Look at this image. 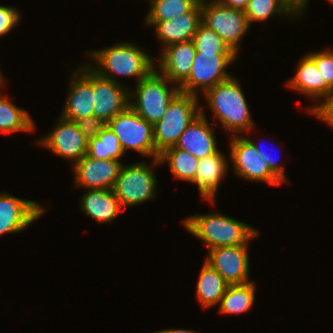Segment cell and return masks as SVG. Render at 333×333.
<instances>
[{
	"label": "cell",
	"mask_w": 333,
	"mask_h": 333,
	"mask_svg": "<svg viewBox=\"0 0 333 333\" xmlns=\"http://www.w3.org/2000/svg\"><path fill=\"white\" fill-rule=\"evenodd\" d=\"M182 222L185 229L202 240L208 250L216 247L245 245L259 235L258 230L245 222L216 212L190 215Z\"/></svg>",
	"instance_id": "6da1fadb"
},
{
	"label": "cell",
	"mask_w": 333,
	"mask_h": 333,
	"mask_svg": "<svg viewBox=\"0 0 333 333\" xmlns=\"http://www.w3.org/2000/svg\"><path fill=\"white\" fill-rule=\"evenodd\" d=\"M96 61L91 68L100 76L118 82L114 75L136 77V84L146 78L155 68L156 59L142 48L130 42L116 43L113 46L88 53Z\"/></svg>",
	"instance_id": "7a4b0ae2"
},
{
	"label": "cell",
	"mask_w": 333,
	"mask_h": 333,
	"mask_svg": "<svg viewBox=\"0 0 333 333\" xmlns=\"http://www.w3.org/2000/svg\"><path fill=\"white\" fill-rule=\"evenodd\" d=\"M243 93L241 85L232 76L203 94L214 117L226 131L232 132V136L254 130V121Z\"/></svg>",
	"instance_id": "3957f363"
},
{
	"label": "cell",
	"mask_w": 333,
	"mask_h": 333,
	"mask_svg": "<svg viewBox=\"0 0 333 333\" xmlns=\"http://www.w3.org/2000/svg\"><path fill=\"white\" fill-rule=\"evenodd\" d=\"M155 68L146 78L140 80L135 90H129V106L143 119L153 125L167 111L169 104L181 92ZM132 91V92H131ZM132 99H134L132 101Z\"/></svg>",
	"instance_id": "277c9868"
},
{
	"label": "cell",
	"mask_w": 333,
	"mask_h": 333,
	"mask_svg": "<svg viewBox=\"0 0 333 333\" xmlns=\"http://www.w3.org/2000/svg\"><path fill=\"white\" fill-rule=\"evenodd\" d=\"M198 100V96L180 92L153 125L155 148L159 154L175 146L183 131L201 113Z\"/></svg>",
	"instance_id": "5b68a950"
},
{
	"label": "cell",
	"mask_w": 333,
	"mask_h": 333,
	"mask_svg": "<svg viewBox=\"0 0 333 333\" xmlns=\"http://www.w3.org/2000/svg\"><path fill=\"white\" fill-rule=\"evenodd\" d=\"M119 138L124 153L133 149L159 165L160 154L154 143L153 124L141 118L130 106L106 124Z\"/></svg>",
	"instance_id": "8992f818"
},
{
	"label": "cell",
	"mask_w": 333,
	"mask_h": 333,
	"mask_svg": "<svg viewBox=\"0 0 333 333\" xmlns=\"http://www.w3.org/2000/svg\"><path fill=\"white\" fill-rule=\"evenodd\" d=\"M201 23L214 30L238 55L240 40L249 31L245 10L220 5L215 0H202Z\"/></svg>",
	"instance_id": "52a82bcc"
},
{
	"label": "cell",
	"mask_w": 333,
	"mask_h": 333,
	"mask_svg": "<svg viewBox=\"0 0 333 333\" xmlns=\"http://www.w3.org/2000/svg\"><path fill=\"white\" fill-rule=\"evenodd\" d=\"M147 162L122 165L113 191L122 208L141 205L156 197L157 179Z\"/></svg>",
	"instance_id": "ba28073f"
},
{
	"label": "cell",
	"mask_w": 333,
	"mask_h": 333,
	"mask_svg": "<svg viewBox=\"0 0 333 333\" xmlns=\"http://www.w3.org/2000/svg\"><path fill=\"white\" fill-rule=\"evenodd\" d=\"M235 53L196 52L188 78L179 86L185 94L198 96L197 90L205 93L218 83L230 79L233 75L226 71L237 57Z\"/></svg>",
	"instance_id": "9c48e42d"
},
{
	"label": "cell",
	"mask_w": 333,
	"mask_h": 333,
	"mask_svg": "<svg viewBox=\"0 0 333 333\" xmlns=\"http://www.w3.org/2000/svg\"><path fill=\"white\" fill-rule=\"evenodd\" d=\"M230 160L236 176L248 181L267 182L279 186L283 182L269 169L267 162L259 155L250 139L241 135L230 137Z\"/></svg>",
	"instance_id": "30bf717a"
},
{
	"label": "cell",
	"mask_w": 333,
	"mask_h": 333,
	"mask_svg": "<svg viewBox=\"0 0 333 333\" xmlns=\"http://www.w3.org/2000/svg\"><path fill=\"white\" fill-rule=\"evenodd\" d=\"M37 141V144H41L53 154L72 161V166L87 155L88 140L79 131L76 122L62 116L51 132Z\"/></svg>",
	"instance_id": "8fae6325"
},
{
	"label": "cell",
	"mask_w": 333,
	"mask_h": 333,
	"mask_svg": "<svg viewBox=\"0 0 333 333\" xmlns=\"http://www.w3.org/2000/svg\"><path fill=\"white\" fill-rule=\"evenodd\" d=\"M248 244L216 247L209 250L205 261L212 266L229 285L251 282L249 276Z\"/></svg>",
	"instance_id": "7c38bea8"
},
{
	"label": "cell",
	"mask_w": 333,
	"mask_h": 333,
	"mask_svg": "<svg viewBox=\"0 0 333 333\" xmlns=\"http://www.w3.org/2000/svg\"><path fill=\"white\" fill-rule=\"evenodd\" d=\"M70 78L71 84L61 116L76 122L94 114L93 69L90 64H86L75 70Z\"/></svg>",
	"instance_id": "4fadbf2b"
},
{
	"label": "cell",
	"mask_w": 333,
	"mask_h": 333,
	"mask_svg": "<svg viewBox=\"0 0 333 333\" xmlns=\"http://www.w3.org/2000/svg\"><path fill=\"white\" fill-rule=\"evenodd\" d=\"M93 70L94 115L105 124L129 107V89Z\"/></svg>",
	"instance_id": "5bb4252c"
},
{
	"label": "cell",
	"mask_w": 333,
	"mask_h": 333,
	"mask_svg": "<svg viewBox=\"0 0 333 333\" xmlns=\"http://www.w3.org/2000/svg\"><path fill=\"white\" fill-rule=\"evenodd\" d=\"M33 200H25L3 192L0 194V235L22 232L46 212Z\"/></svg>",
	"instance_id": "9a60e30c"
},
{
	"label": "cell",
	"mask_w": 333,
	"mask_h": 333,
	"mask_svg": "<svg viewBox=\"0 0 333 333\" xmlns=\"http://www.w3.org/2000/svg\"><path fill=\"white\" fill-rule=\"evenodd\" d=\"M122 162L114 159H94L85 155L73 165L76 186L88 189H113Z\"/></svg>",
	"instance_id": "2e32d148"
},
{
	"label": "cell",
	"mask_w": 333,
	"mask_h": 333,
	"mask_svg": "<svg viewBox=\"0 0 333 333\" xmlns=\"http://www.w3.org/2000/svg\"><path fill=\"white\" fill-rule=\"evenodd\" d=\"M205 106H201V113L188 125L179 137L176 148L187 151L198 159L217 153V140L213 127L210 126L203 112Z\"/></svg>",
	"instance_id": "e0dca14e"
},
{
	"label": "cell",
	"mask_w": 333,
	"mask_h": 333,
	"mask_svg": "<svg viewBox=\"0 0 333 333\" xmlns=\"http://www.w3.org/2000/svg\"><path fill=\"white\" fill-rule=\"evenodd\" d=\"M196 54L192 40L175 43L162 49L157 70L170 82L180 86L189 76Z\"/></svg>",
	"instance_id": "ac0fdd59"
},
{
	"label": "cell",
	"mask_w": 333,
	"mask_h": 333,
	"mask_svg": "<svg viewBox=\"0 0 333 333\" xmlns=\"http://www.w3.org/2000/svg\"><path fill=\"white\" fill-rule=\"evenodd\" d=\"M145 24L154 26L156 37L164 44L163 48L175 43L190 41L201 24V3L199 2L190 12L174 19L145 22Z\"/></svg>",
	"instance_id": "d6986e66"
},
{
	"label": "cell",
	"mask_w": 333,
	"mask_h": 333,
	"mask_svg": "<svg viewBox=\"0 0 333 333\" xmlns=\"http://www.w3.org/2000/svg\"><path fill=\"white\" fill-rule=\"evenodd\" d=\"M228 161L220 150L204 158L199 159L198 169L193 181L198 186L199 194L213 204L218 186L227 173Z\"/></svg>",
	"instance_id": "ffe728a7"
},
{
	"label": "cell",
	"mask_w": 333,
	"mask_h": 333,
	"mask_svg": "<svg viewBox=\"0 0 333 333\" xmlns=\"http://www.w3.org/2000/svg\"><path fill=\"white\" fill-rule=\"evenodd\" d=\"M84 214L100 223H112L122 206L113 189H88L80 200Z\"/></svg>",
	"instance_id": "44dd1931"
},
{
	"label": "cell",
	"mask_w": 333,
	"mask_h": 333,
	"mask_svg": "<svg viewBox=\"0 0 333 333\" xmlns=\"http://www.w3.org/2000/svg\"><path fill=\"white\" fill-rule=\"evenodd\" d=\"M296 74L287 81V85L298 93L309 96L315 102L326 97V81H322L314 60L306 54L299 61Z\"/></svg>",
	"instance_id": "7402d4cb"
},
{
	"label": "cell",
	"mask_w": 333,
	"mask_h": 333,
	"mask_svg": "<svg viewBox=\"0 0 333 333\" xmlns=\"http://www.w3.org/2000/svg\"><path fill=\"white\" fill-rule=\"evenodd\" d=\"M228 286L223 277L204 261L196 286V296L202 308L218 306Z\"/></svg>",
	"instance_id": "603a6c76"
},
{
	"label": "cell",
	"mask_w": 333,
	"mask_h": 333,
	"mask_svg": "<svg viewBox=\"0 0 333 333\" xmlns=\"http://www.w3.org/2000/svg\"><path fill=\"white\" fill-rule=\"evenodd\" d=\"M256 286L253 281L242 285H229L218 307L221 314H241L250 310L255 302Z\"/></svg>",
	"instance_id": "cb8c5ba5"
},
{
	"label": "cell",
	"mask_w": 333,
	"mask_h": 333,
	"mask_svg": "<svg viewBox=\"0 0 333 333\" xmlns=\"http://www.w3.org/2000/svg\"><path fill=\"white\" fill-rule=\"evenodd\" d=\"M35 129V123L25 109L14 105L9 97L0 93V131L9 134L13 132H28Z\"/></svg>",
	"instance_id": "d4e9b609"
},
{
	"label": "cell",
	"mask_w": 333,
	"mask_h": 333,
	"mask_svg": "<svg viewBox=\"0 0 333 333\" xmlns=\"http://www.w3.org/2000/svg\"><path fill=\"white\" fill-rule=\"evenodd\" d=\"M160 163H168L172 175L180 180L193 183L199 159L175 146L165 149L159 156Z\"/></svg>",
	"instance_id": "484cf974"
},
{
	"label": "cell",
	"mask_w": 333,
	"mask_h": 333,
	"mask_svg": "<svg viewBox=\"0 0 333 333\" xmlns=\"http://www.w3.org/2000/svg\"><path fill=\"white\" fill-rule=\"evenodd\" d=\"M124 154L119 138L107 125L97 137L88 141L87 156L90 158L121 161Z\"/></svg>",
	"instance_id": "4316f807"
},
{
	"label": "cell",
	"mask_w": 333,
	"mask_h": 333,
	"mask_svg": "<svg viewBox=\"0 0 333 333\" xmlns=\"http://www.w3.org/2000/svg\"><path fill=\"white\" fill-rule=\"evenodd\" d=\"M150 9L145 19L146 22H161L174 19L190 12L198 0H149Z\"/></svg>",
	"instance_id": "83f0119b"
},
{
	"label": "cell",
	"mask_w": 333,
	"mask_h": 333,
	"mask_svg": "<svg viewBox=\"0 0 333 333\" xmlns=\"http://www.w3.org/2000/svg\"><path fill=\"white\" fill-rule=\"evenodd\" d=\"M277 13L289 16L288 19L298 17L282 0H249L245 9L250 26L254 21H265Z\"/></svg>",
	"instance_id": "f1b7e54d"
},
{
	"label": "cell",
	"mask_w": 333,
	"mask_h": 333,
	"mask_svg": "<svg viewBox=\"0 0 333 333\" xmlns=\"http://www.w3.org/2000/svg\"><path fill=\"white\" fill-rule=\"evenodd\" d=\"M196 52L203 53H234L223 39L202 23L198 26L192 39Z\"/></svg>",
	"instance_id": "f546056e"
},
{
	"label": "cell",
	"mask_w": 333,
	"mask_h": 333,
	"mask_svg": "<svg viewBox=\"0 0 333 333\" xmlns=\"http://www.w3.org/2000/svg\"><path fill=\"white\" fill-rule=\"evenodd\" d=\"M315 62L322 75V81H326V96L333 90V49L308 54Z\"/></svg>",
	"instance_id": "4dcf8cb0"
},
{
	"label": "cell",
	"mask_w": 333,
	"mask_h": 333,
	"mask_svg": "<svg viewBox=\"0 0 333 333\" xmlns=\"http://www.w3.org/2000/svg\"><path fill=\"white\" fill-rule=\"evenodd\" d=\"M306 112L328 123L333 128V90L321 100L320 104L308 107Z\"/></svg>",
	"instance_id": "1f68e13d"
},
{
	"label": "cell",
	"mask_w": 333,
	"mask_h": 333,
	"mask_svg": "<svg viewBox=\"0 0 333 333\" xmlns=\"http://www.w3.org/2000/svg\"><path fill=\"white\" fill-rule=\"evenodd\" d=\"M21 14L15 7L0 5V37L11 32L19 24Z\"/></svg>",
	"instance_id": "d6a6232c"
},
{
	"label": "cell",
	"mask_w": 333,
	"mask_h": 333,
	"mask_svg": "<svg viewBox=\"0 0 333 333\" xmlns=\"http://www.w3.org/2000/svg\"><path fill=\"white\" fill-rule=\"evenodd\" d=\"M79 131L89 141L102 131L106 124L94 114L76 121Z\"/></svg>",
	"instance_id": "836d02e7"
},
{
	"label": "cell",
	"mask_w": 333,
	"mask_h": 333,
	"mask_svg": "<svg viewBox=\"0 0 333 333\" xmlns=\"http://www.w3.org/2000/svg\"><path fill=\"white\" fill-rule=\"evenodd\" d=\"M254 146L256 147L257 151L259 152V155L267 162L269 169L283 182H287V177L284 173V165L278 164L275 160V158L272 157V155L263 149L261 145L254 143V140H250Z\"/></svg>",
	"instance_id": "e575fe53"
},
{
	"label": "cell",
	"mask_w": 333,
	"mask_h": 333,
	"mask_svg": "<svg viewBox=\"0 0 333 333\" xmlns=\"http://www.w3.org/2000/svg\"><path fill=\"white\" fill-rule=\"evenodd\" d=\"M298 18L303 15L310 0H282ZM300 15V16H299Z\"/></svg>",
	"instance_id": "d590c367"
},
{
	"label": "cell",
	"mask_w": 333,
	"mask_h": 333,
	"mask_svg": "<svg viewBox=\"0 0 333 333\" xmlns=\"http://www.w3.org/2000/svg\"><path fill=\"white\" fill-rule=\"evenodd\" d=\"M220 5L245 10L248 6L249 0H215Z\"/></svg>",
	"instance_id": "8d00e7d4"
},
{
	"label": "cell",
	"mask_w": 333,
	"mask_h": 333,
	"mask_svg": "<svg viewBox=\"0 0 333 333\" xmlns=\"http://www.w3.org/2000/svg\"><path fill=\"white\" fill-rule=\"evenodd\" d=\"M154 333H197V332H194L192 330H188V329H165V330H161V331H157V332H154Z\"/></svg>",
	"instance_id": "74e56055"
},
{
	"label": "cell",
	"mask_w": 333,
	"mask_h": 333,
	"mask_svg": "<svg viewBox=\"0 0 333 333\" xmlns=\"http://www.w3.org/2000/svg\"><path fill=\"white\" fill-rule=\"evenodd\" d=\"M2 76H3V75H2V73H1V69H0V88H1V86L4 85V79H3Z\"/></svg>",
	"instance_id": "f35d334b"
},
{
	"label": "cell",
	"mask_w": 333,
	"mask_h": 333,
	"mask_svg": "<svg viewBox=\"0 0 333 333\" xmlns=\"http://www.w3.org/2000/svg\"><path fill=\"white\" fill-rule=\"evenodd\" d=\"M328 2H330L331 4H333V0H327Z\"/></svg>",
	"instance_id": "ab89813d"
}]
</instances>
